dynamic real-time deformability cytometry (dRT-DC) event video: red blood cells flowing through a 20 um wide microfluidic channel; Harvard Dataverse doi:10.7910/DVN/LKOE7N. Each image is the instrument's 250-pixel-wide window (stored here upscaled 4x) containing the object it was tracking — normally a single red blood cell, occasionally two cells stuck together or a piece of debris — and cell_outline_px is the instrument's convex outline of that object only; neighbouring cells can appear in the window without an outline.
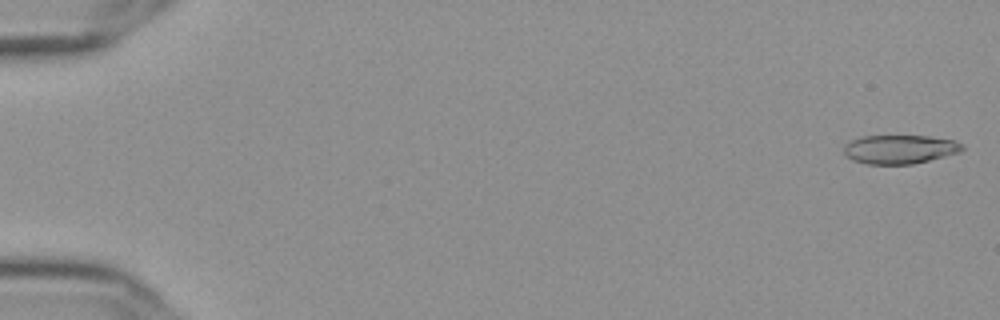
{"species": "Egyptian fruit bat (a non-hibernating species)", "species_latin": "Rousettus aegyptiacus", "temperature_condition": "cold", "stored_images_in_passage": 17, "camera_frame_rate_fps": 3000, "um_per_image_px": 0.085, "frame": {"image": 1, "passage_image": 2, "time_ms": 0.333, "image_size_px": [1000, 320], "cell_outline_px": [[964, 148], [960, 152], [912, 164], [868, 164], [852, 160], [844, 152], [844, 144], [852, 140], [864, 136], [928, 136], [952, 140], [964, 144]], "centroid_in_image_um": [76.48, 12.69], "position_along_channel_um": 8.5, "area_um2": 19.71}}
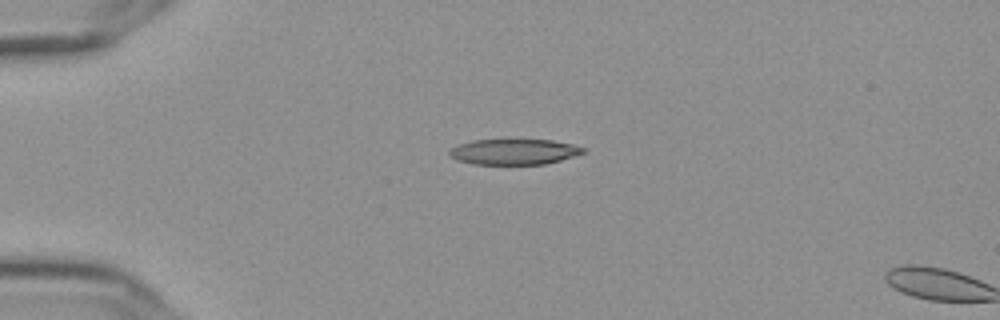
{"frame": {"image": 2, "passage_image": 15, "time_ms": 4.667, "image_size_px": [1000, 320], "cell_outline_px": [[584, 152], [560, 160], [544, 164], [472, 164], [456, 160], [448, 152], [452, 148], [460, 144], [472, 140], [552, 140], [572, 144], [584, 148]], "centroid_in_image_um": [43.67, 12.9], "position_along_channel_um": 41.3, "area_um2": 19.65}}